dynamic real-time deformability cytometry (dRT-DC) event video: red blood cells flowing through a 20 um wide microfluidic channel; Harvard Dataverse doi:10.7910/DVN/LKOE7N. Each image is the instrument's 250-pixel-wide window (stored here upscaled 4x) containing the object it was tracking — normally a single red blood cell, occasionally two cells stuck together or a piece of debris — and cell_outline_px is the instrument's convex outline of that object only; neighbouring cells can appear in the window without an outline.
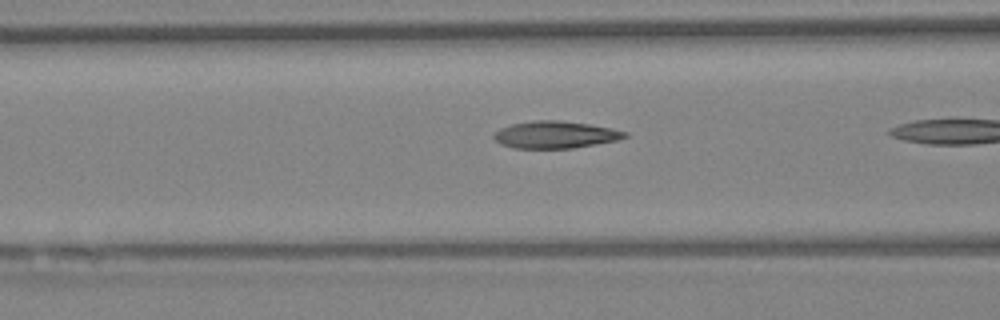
{"species": "Egyptian fruit bat (a non-hibernating species)", "species_latin": "Rousettus aegyptiacus", "temperature_condition": "warm", "stored_images_in_passage": 13, "camera_frame_rate_fps": 3000, "um_per_image_px": 0.085, "animal": {"sex": "female"}, "frame": {"image": 1, "passage_image": 8, "time_ms": 2.333, "image_size_px": [1000, 320], "cell_outline_px": [[628, 136], [616, 140], [596, 144], [572, 148], [512, 148], [500, 144], [492, 136], [500, 128], [512, 124], [532, 120], [560, 120], [588, 124], [612, 128], [628, 132]], "centroid_in_image_um": [47.19, 11.44], "position_along_channel_um": 119.4, "area_um2": 20.69}}
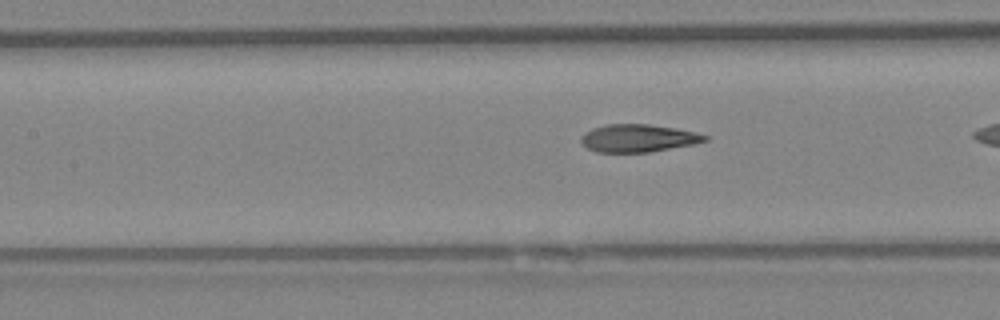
{"frame": {"image": 2, "passage_image": 11, "time_ms": 3.333, "image_size_px": [1000, 320], "cell_outline_px": [[708, 140], [692, 144], [648, 152], [596, 152], [588, 148], [580, 140], [580, 136], [584, 132], [592, 128], [608, 124], [648, 124], [676, 128], [696, 132], [708, 136]], "centroid_in_image_um": [54.22, 11.73], "position_along_channel_um": 153.2, "area_um2": 19.88}}